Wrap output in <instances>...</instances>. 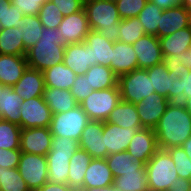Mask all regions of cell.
Segmentation results:
<instances>
[{"instance_id":"obj_49","label":"cell","mask_w":191,"mask_h":191,"mask_svg":"<svg viewBox=\"0 0 191 191\" xmlns=\"http://www.w3.org/2000/svg\"><path fill=\"white\" fill-rule=\"evenodd\" d=\"M11 4L17 7L24 16L38 15L41 5L33 0H10Z\"/></svg>"},{"instance_id":"obj_58","label":"cell","mask_w":191,"mask_h":191,"mask_svg":"<svg viewBox=\"0 0 191 191\" xmlns=\"http://www.w3.org/2000/svg\"><path fill=\"white\" fill-rule=\"evenodd\" d=\"M182 103L185 106L186 110L191 114V96L188 99L184 100Z\"/></svg>"},{"instance_id":"obj_13","label":"cell","mask_w":191,"mask_h":191,"mask_svg":"<svg viewBox=\"0 0 191 191\" xmlns=\"http://www.w3.org/2000/svg\"><path fill=\"white\" fill-rule=\"evenodd\" d=\"M53 135L49 127L21 129L20 150L46 156L51 149Z\"/></svg>"},{"instance_id":"obj_2","label":"cell","mask_w":191,"mask_h":191,"mask_svg":"<svg viewBox=\"0 0 191 191\" xmlns=\"http://www.w3.org/2000/svg\"><path fill=\"white\" fill-rule=\"evenodd\" d=\"M65 46L58 29L43 27L41 38L27 50L28 67L43 72L56 64L62 63Z\"/></svg>"},{"instance_id":"obj_8","label":"cell","mask_w":191,"mask_h":191,"mask_svg":"<svg viewBox=\"0 0 191 191\" xmlns=\"http://www.w3.org/2000/svg\"><path fill=\"white\" fill-rule=\"evenodd\" d=\"M159 42L165 65H182L191 47V25L159 38Z\"/></svg>"},{"instance_id":"obj_25","label":"cell","mask_w":191,"mask_h":191,"mask_svg":"<svg viewBox=\"0 0 191 191\" xmlns=\"http://www.w3.org/2000/svg\"><path fill=\"white\" fill-rule=\"evenodd\" d=\"M85 43L90 46L91 65L110 67L114 42L107 40L98 31L90 30Z\"/></svg>"},{"instance_id":"obj_11","label":"cell","mask_w":191,"mask_h":191,"mask_svg":"<svg viewBox=\"0 0 191 191\" xmlns=\"http://www.w3.org/2000/svg\"><path fill=\"white\" fill-rule=\"evenodd\" d=\"M52 111L43 96L23 100L20 106L21 129L50 127Z\"/></svg>"},{"instance_id":"obj_39","label":"cell","mask_w":191,"mask_h":191,"mask_svg":"<svg viewBox=\"0 0 191 191\" xmlns=\"http://www.w3.org/2000/svg\"><path fill=\"white\" fill-rule=\"evenodd\" d=\"M163 9L159 8L155 3L148 0L145 7L138 14V19L144 26L146 34L155 35L157 37V27L160 23V16Z\"/></svg>"},{"instance_id":"obj_61","label":"cell","mask_w":191,"mask_h":191,"mask_svg":"<svg viewBox=\"0 0 191 191\" xmlns=\"http://www.w3.org/2000/svg\"><path fill=\"white\" fill-rule=\"evenodd\" d=\"M5 87V85H3L1 82H0V97H1V92H3V88Z\"/></svg>"},{"instance_id":"obj_38","label":"cell","mask_w":191,"mask_h":191,"mask_svg":"<svg viewBox=\"0 0 191 191\" xmlns=\"http://www.w3.org/2000/svg\"><path fill=\"white\" fill-rule=\"evenodd\" d=\"M25 23V16L10 0H0V27L20 28Z\"/></svg>"},{"instance_id":"obj_24","label":"cell","mask_w":191,"mask_h":191,"mask_svg":"<svg viewBox=\"0 0 191 191\" xmlns=\"http://www.w3.org/2000/svg\"><path fill=\"white\" fill-rule=\"evenodd\" d=\"M26 55L0 54V82L12 87L27 69Z\"/></svg>"},{"instance_id":"obj_45","label":"cell","mask_w":191,"mask_h":191,"mask_svg":"<svg viewBox=\"0 0 191 191\" xmlns=\"http://www.w3.org/2000/svg\"><path fill=\"white\" fill-rule=\"evenodd\" d=\"M79 148V141L53 136L51 149L47 154L73 155Z\"/></svg>"},{"instance_id":"obj_14","label":"cell","mask_w":191,"mask_h":191,"mask_svg":"<svg viewBox=\"0 0 191 191\" xmlns=\"http://www.w3.org/2000/svg\"><path fill=\"white\" fill-rule=\"evenodd\" d=\"M158 150L154 129L143 127L134 134L126 151L134 160L146 164Z\"/></svg>"},{"instance_id":"obj_5","label":"cell","mask_w":191,"mask_h":191,"mask_svg":"<svg viewBox=\"0 0 191 191\" xmlns=\"http://www.w3.org/2000/svg\"><path fill=\"white\" fill-rule=\"evenodd\" d=\"M118 85L104 90H93L79 105L89 120L106 121L111 111L121 101Z\"/></svg>"},{"instance_id":"obj_30","label":"cell","mask_w":191,"mask_h":191,"mask_svg":"<svg viewBox=\"0 0 191 191\" xmlns=\"http://www.w3.org/2000/svg\"><path fill=\"white\" fill-rule=\"evenodd\" d=\"M45 87L70 90L74 84L76 73L64 63H59L43 71Z\"/></svg>"},{"instance_id":"obj_59","label":"cell","mask_w":191,"mask_h":191,"mask_svg":"<svg viewBox=\"0 0 191 191\" xmlns=\"http://www.w3.org/2000/svg\"><path fill=\"white\" fill-rule=\"evenodd\" d=\"M181 5L191 13V0H182Z\"/></svg>"},{"instance_id":"obj_7","label":"cell","mask_w":191,"mask_h":191,"mask_svg":"<svg viewBox=\"0 0 191 191\" xmlns=\"http://www.w3.org/2000/svg\"><path fill=\"white\" fill-rule=\"evenodd\" d=\"M118 87L122 101L134 105L146 96L155 93L146 69H135L118 78Z\"/></svg>"},{"instance_id":"obj_42","label":"cell","mask_w":191,"mask_h":191,"mask_svg":"<svg viewBox=\"0 0 191 191\" xmlns=\"http://www.w3.org/2000/svg\"><path fill=\"white\" fill-rule=\"evenodd\" d=\"M167 151L173 159L178 177L189 179L191 175V159L185 150L180 146L169 148Z\"/></svg>"},{"instance_id":"obj_56","label":"cell","mask_w":191,"mask_h":191,"mask_svg":"<svg viewBox=\"0 0 191 191\" xmlns=\"http://www.w3.org/2000/svg\"><path fill=\"white\" fill-rule=\"evenodd\" d=\"M183 64L191 69V47L184 55V62Z\"/></svg>"},{"instance_id":"obj_36","label":"cell","mask_w":191,"mask_h":191,"mask_svg":"<svg viewBox=\"0 0 191 191\" xmlns=\"http://www.w3.org/2000/svg\"><path fill=\"white\" fill-rule=\"evenodd\" d=\"M43 25L38 15L25 16V23L21 27L22 41L26 50L34 46L41 38Z\"/></svg>"},{"instance_id":"obj_21","label":"cell","mask_w":191,"mask_h":191,"mask_svg":"<svg viewBox=\"0 0 191 191\" xmlns=\"http://www.w3.org/2000/svg\"><path fill=\"white\" fill-rule=\"evenodd\" d=\"M113 182L106 159L93 158L85 171L83 188L107 189L113 187Z\"/></svg>"},{"instance_id":"obj_33","label":"cell","mask_w":191,"mask_h":191,"mask_svg":"<svg viewBox=\"0 0 191 191\" xmlns=\"http://www.w3.org/2000/svg\"><path fill=\"white\" fill-rule=\"evenodd\" d=\"M21 35V27L1 28L0 30V54L26 55Z\"/></svg>"},{"instance_id":"obj_26","label":"cell","mask_w":191,"mask_h":191,"mask_svg":"<svg viewBox=\"0 0 191 191\" xmlns=\"http://www.w3.org/2000/svg\"><path fill=\"white\" fill-rule=\"evenodd\" d=\"M43 98L50 107L52 114L67 112L79 105L71 91L66 89L45 87Z\"/></svg>"},{"instance_id":"obj_23","label":"cell","mask_w":191,"mask_h":191,"mask_svg":"<svg viewBox=\"0 0 191 191\" xmlns=\"http://www.w3.org/2000/svg\"><path fill=\"white\" fill-rule=\"evenodd\" d=\"M90 61V46L85 42L67 44L65 46L63 63L75 72L76 75H84L92 66Z\"/></svg>"},{"instance_id":"obj_19","label":"cell","mask_w":191,"mask_h":191,"mask_svg":"<svg viewBox=\"0 0 191 191\" xmlns=\"http://www.w3.org/2000/svg\"><path fill=\"white\" fill-rule=\"evenodd\" d=\"M141 128H124L118 125L103 122L104 147L108 155L127 150L134 134Z\"/></svg>"},{"instance_id":"obj_51","label":"cell","mask_w":191,"mask_h":191,"mask_svg":"<svg viewBox=\"0 0 191 191\" xmlns=\"http://www.w3.org/2000/svg\"><path fill=\"white\" fill-rule=\"evenodd\" d=\"M180 78L181 91L183 92V101L191 96V70Z\"/></svg>"},{"instance_id":"obj_34","label":"cell","mask_w":191,"mask_h":191,"mask_svg":"<svg viewBox=\"0 0 191 191\" xmlns=\"http://www.w3.org/2000/svg\"><path fill=\"white\" fill-rule=\"evenodd\" d=\"M105 159L114 178L125 174V172L146 170L145 163L134 160L127 151L110 154Z\"/></svg>"},{"instance_id":"obj_41","label":"cell","mask_w":191,"mask_h":191,"mask_svg":"<svg viewBox=\"0 0 191 191\" xmlns=\"http://www.w3.org/2000/svg\"><path fill=\"white\" fill-rule=\"evenodd\" d=\"M21 127L0 119V148L20 149Z\"/></svg>"},{"instance_id":"obj_37","label":"cell","mask_w":191,"mask_h":191,"mask_svg":"<svg viewBox=\"0 0 191 191\" xmlns=\"http://www.w3.org/2000/svg\"><path fill=\"white\" fill-rule=\"evenodd\" d=\"M0 191H31L18 168L0 167Z\"/></svg>"},{"instance_id":"obj_32","label":"cell","mask_w":191,"mask_h":191,"mask_svg":"<svg viewBox=\"0 0 191 191\" xmlns=\"http://www.w3.org/2000/svg\"><path fill=\"white\" fill-rule=\"evenodd\" d=\"M113 187L117 191H149L146 170H135L115 177Z\"/></svg>"},{"instance_id":"obj_57","label":"cell","mask_w":191,"mask_h":191,"mask_svg":"<svg viewBox=\"0 0 191 191\" xmlns=\"http://www.w3.org/2000/svg\"><path fill=\"white\" fill-rule=\"evenodd\" d=\"M78 191H115V188L114 187H110L107 189L83 188V189H80Z\"/></svg>"},{"instance_id":"obj_15","label":"cell","mask_w":191,"mask_h":191,"mask_svg":"<svg viewBox=\"0 0 191 191\" xmlns=\"http://www.w3.org/2000/svg\"><path fill=\"white\" fill-rule=\"evenodd\" d=\"M169 103L166 97L151 93L135 104L142 127L154 129Z\"/></svg>"},{"instance_id":"obj_55","label":"cell","mask_w":191,"mask_h":191,"mask_svg":"<svg viewBox=\"0 0 191 191\" xmlns=\"http://www.w3.org/2000/svg\"><path fill=\"white\" fill-rule=\"evenodd\" d=\"M188 157L191 159V136L184 142V144L181 146Z\"/></svg>"},{"instance_id":"obj_27","label":"cell","mask_w":191,"mask_h":191,"mask_svg":"<svg viewBox=\"0 0 191 191\" xmlns=\"http://www.w3.org/2000/svg\"><path fill=\"white\" fill-rule=\"evenodd\" d=\"M92 156L82 148L71 156L69 161L68 185L78 191L83 189L85 171L92 160Z\"/></svg>"},{"instance_id":"obj_16","label":"cell","mask_w":191,"mask_h":191,"mask_svg":"<svg viewBox=\"0 0 191 191\" xmlns=\"http://www.w3.org/2000/svg\"><path fill=\"white\" fill-rule=\"evenodd\" d=\"M138 61V69H147L163 62L159 38L145 34L132 44Z\"/></svg>"},{"instance_id":"obj_62","label":"cell","mask_w":191,"mask_h":191,"mask_svg":"<svg viewBox=\"0 0 191 191\" xmlns=\"http://www.w3.org/2000/svg\"><path fill=\"white\" fill-rule=\"evenodd\" d=\"M188 181H189V183H190V185H191V175H190V177H189Z\"/></svg>"},{"instance_id":"obj_18","label":"cell","mask_w":191,"mask_h":191,"mask_svg":"<svg viewBox=\"0 0 191 191\" xmlns=\"http://www.w3.org/2000/svg\"><path fill=\"white\" fill-rule=\"evenodd\" d=\"M191 25V13L182 5L164 9L157 27V37L168 36Z\"/></svg>"},{"instance_id":"obj_35","label":"cell","mask_w":191,"mask_h":191,"mask_svg":"<svg viewBox=\"0 0 191 191\" xmlns=\"http://www.w3.org/2000/svg\"><path fill=\"white\" fill-rule=\"evenodd\" d=\"M72 155L47 154L48 182L68 184L69 161Z\"/></svg>"},{"instance_id":"obj_40","label":"cell","mask_w":191,"mask_h":191,"mask_svg":"<svg viewBox=\"0 0 191 191\" xmlns=\"http://www.w3.org/2000/svg\"><path fill=\"white\" fill-rule=\"evenodd\" d=\"M118 41L133 44L143 35H145L144 26L138 17L121 19Z\"/></svg>"},{"instance_id":"obj_22","label":"cell","mask_w":191,"mask_h":191,"mask_svg":"<svg viewBox=\"0 0 191 191\" xmlns=\"http://www.w3.org/2000/svg\"><path fill=\"white\" fill-rule=\"evenodd\" d=\"M12 89L23 100L43 96L45 89L43 72L27 67L19 81L12 86Z\"/></svg>"},{"instance_id":"obj_43","label":"cell","mask_w":191,"mask_h":191,"mask_svg":"<svg viewBox=\"0 0 191 191\" xmlns=\"http://www.w3.org/2000/svg\"><path fill=\"white\" fill-rule=\"evenodd\" d=\"M38 16L43 27L51 29H57L63 19L61 12L56 9V5L52 1L41 6Z\"/></svg>"},{"instance_id":"obj_48","label":"cell","mask_w":191,"mask_h":191,"mask_svg":"<svg viewBox=\"0 0 191 191\" xmlns=\"http://www.w3.org/2000/svg\"><path fill=\"white\" fill-rule=\"evenodd\" d=\"M62 16H67L81 11L84 8L83 0H51Z\"/></svg>"},{"instance_id":"obj_53","label":"cell","mask_w":191,"mask_h":191,"mask_svg":"<svg viewBox=\"0 0 191 191\" xmlns=\"http://www.w3.org/2000/svg\"><path fill=\"white\" fill-rule=\"evenodd\" d=\"M167 191H191V185L188 179L178 177Z\"/></svg>"},{"instance_id":"obj_31","label":"cell","mask_w":191,"mask_h":191,"mask_svg":"<svg viewBox=\"0 0 191 191\" xmlns=\"http://www.w3.org/2000/svg\"><path fill=\"white\" fill-rule=\"evenodd\" d=\"M88 78V83L93 90H104L116 87L118 77L110 67L95 64L84 74Z\"/></svg>"},{"instance_id":"obj_1","label":"cell","mask_w":191,"mask_h":191,"mask_svg":"<svg viewBox=\"0 0 191 191\" xmlns=\"http://www.w3.org/2000/svg\"><path fill=\"white\" fill-rule=\"evenodd\" d=\"M154 132L159 149L180 147L191 136V114L183 103L170 102Z\"/></svg>"},{"instance_id":"obj_28","label":"cell","mask_w":191,"mask_h":191,"mask_svg":"<svg viewBox=\"0 0 191 191\" xmlns=\"http://www.w3.org/2000/svg\"><path fill=\"white\" fill-rule=\"evenodd\" d=\"M106 122L124 128H143L137 112L136 105L122 100L111 111Z\"/></svg>"},{"instance_id":"obj_6","label":"cell","mask_w":191,"mask_h":191,"mask_svg":"<svg viewBox=\"0 0 191 191\" xmlns=\"http://www.w3.org/2000/svg\"><path fill=\"white\" fill-rule=\"evenodd\" d=\"M89 121L87 114L78 105L67 112L53 114L49 128L53 136H66L69 139L80 141L83 129Z\"/></svg>"},{"instance_id":"obj_10","label":"cell","mask_w":191,"mask_h":191,"mask_svg":"<svg viewBox=\"0 0 191 191\" xmlns=\"http://www.w3.org/2000/svg\"><path fill=\"white\" fill-rule=\"evenodd\" d=\"M151 79L155 93L166 97L169 102L182 103L183 92L181 91L180 78H169V70L164 62L146 69Z\"/></svg>"},{"instance_id":"obj_54","label":"cell","mask_w":191,"mask_h":191,"mask_svg":"<svg viewBox=\"0 0 191 191\" xmlns=\"http://www.w3.org/2000/svg\"><path fill=\"white\" fill-rule=\"evenodd\" d=\"M161 9H168L177 5H181L182 0H150Z\"/></svg>"},{"instance_id":"obj_50","label":"cell","mask_w":191,"mask_h":191,"mask_svg":"<svg viewBox=\"0 0 191 191\" xmlns=\"http://www.w3.org/2000/svg\"><path fill=\"white\" fill-rule=\"evenodd\" d=\"M166 68L169 70V78L176 79L177 77H183L184 74L190 72V68L182 65H166Z\"/></svg>"},{"instance_id":"obj_17","label":"cell","mask_w":191,"mask_h":191,"mask_svg":"<svg viewBox=\"0 0 191 191\" xmlns=\"http://www.w3.org/2000/svg\"><path fill=\"white\" fill-rule=\"evenodd\" d=\"M79 148L87 151L92 158L105 159L108 156L104 147L103 121L90 120L83 129Z\"/></svg>"},{"instance_id":"obj_4","label":"cell","mask_w":191,"mask_h":191,"mask_svg":"<svg viewBox=\"0 0 191 191\" xmlns=\"http://www.w3.org/2000/svg\"><path fill=\"white\" fill-rule=\"evenodd\" d=\"M149 191H167L178 178L173 159L167 150L159 149L145 164Z\"/></svg>"},{"instance_id":"obj_3","label":"cell","mask_w":191,"mask_h":191,"mask_svg":"<svg viewBox=\"0 0 191 191\" xmlns=\"http://www.w3.org/2000/svg\"><path fill=\"white\" fill-rule=\"evenodd\" d=\"M90 30L98 31L111 42L118 41L121 17L115 0H90L84 2Z\"/></svg>"},{"instance_id":"obj_9","label":"cell","mask_w":191,"mask_h":191,"mask_svg":"<svg viewBox=\"0 0 191 191\" xmlns=\"http://www.w3.org/2000/svg\"><path fill=\"white\" fill-rule=\"evenodd\" d=\"M18 170L31 191H35L48 182L46 156L22 152Z\"/></svg>"},{"instance_id":"obj_29","label":"cell","mask_w":191,"mask_h":191,"mask_svg":"<svg viewBox=\"0 0 191 191\" xmlns=\"http://www.w3.org/2000/svg\"><path fill=\"white\" fill-rule=\"evenodd\" d=\"M23 99L13 91L12 87L5 86L0 97V119L20 126V106Z\"/></svg>"},{"instance_id":"obj_52","label":"cell","mask_w":191,"mask_h":191,"mask_svg":"<svg viewBox=\"0 0 191 191\" xmlns=\"http://www.w3.org/2000/svg\"><path fill=\"white\" fill-rule=\"evenodd\" d=\"M35 191H75L68 184H59L47 182L42 187L36 189Z\"/></svg>"},{"instance_id":"obj_12","label":"cell","mask_w":191,"mask_h":191,"mask_svg":"<svg viewBox=\"0 0 191 191\" xmlns=\"http://www.w3.org/2000/svg\"><path fill=\"white\" fill-rule=\"evenodd\" d=\"M57 29L65 45L85 42L90 27L84 8L74 14L64 16Z\"/></svg>"},{"instance_id":"obj_20","label":"cell","mask_w":191,"mask_h":191,"mask_svg":"<svg viewBox=\"0 0 191 191\" xmlns=\"http://www.w3.org/2000/svg\"><path fill=\"white\" fill-rule=\"evenodd\" d=\"M110 68L118 78L138 69L137 56L132 44L114 42Z\"/></svg>"},{"instance_id":"obj_60","label":"cell","mask_w":191,"mask_h":191,"mask_svg":"<svg viewBox=\"0 0 191 191\" xmlns=\"http://www.w3.org/2000/svg\"><path fill=\"white\" fill-rule=\"evenodd\" d=\"M33 1H37V3H39L42 6L43 4L51 0H33Z\"/></svg>"},{"instance_id":"obj_44","label":"cell","mask_w":191,"mask_h":191,"mask_svg":"<svg viewBox=\"0 0 191 191\" xmlns=\"http://www.w3.org/2000/svg\"><path fill=\"white\" fill-rule=\"evenodd\" d=\"M121 19L137 17L148 0H115Z\"/></svg>"},{"instance_id":"obj_46","label":"cell","mask_w":191,"mask_h":191,"mask_svg":"<svg viewBox=\"0 0 191 191\" xmlns=\"http://www.w3.org/2000/svg\"><path fill=\"white\" fill-rule=\"evenodd\" d=\"M70 91L75 100L80 103L92 93L93 89L85 75H77Z\"/></svg>"},{"instance_id":"obj_47","label":"cell","mask_w":191,"mask_h":191,"mask_svg":"<svg viewBox=\"0 0 191 191\" xmlns=\"http://www.w3.org/2000/svg\"><path fill=\"white\" fill-rule=\"evenodd\" d=\"M22 151L20 149H1L0 148V167L8 169L18 168Z\"/></svg>"}]
</instances>
